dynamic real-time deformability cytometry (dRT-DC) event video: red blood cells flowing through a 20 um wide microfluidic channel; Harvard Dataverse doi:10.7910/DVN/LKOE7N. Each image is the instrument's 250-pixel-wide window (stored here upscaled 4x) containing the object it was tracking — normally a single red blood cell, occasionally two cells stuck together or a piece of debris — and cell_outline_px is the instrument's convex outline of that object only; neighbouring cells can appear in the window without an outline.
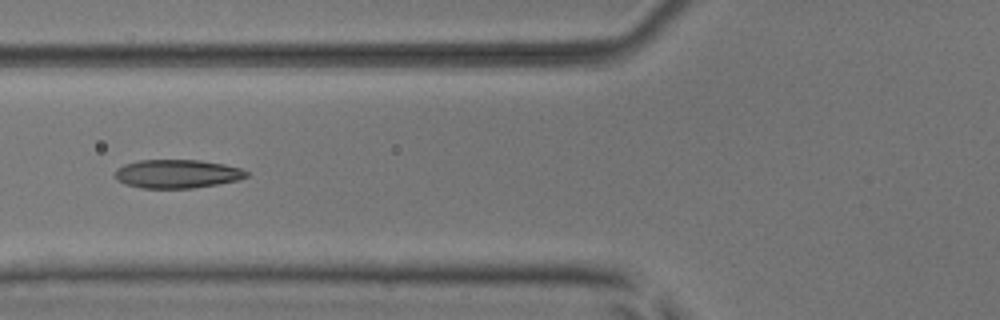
{"species": "common noctule bat (a hibernating species)", "species_latin": "Nyctalus noctula", "temperature_condition": "room temperature", "stored_images_in_passage": 6, "camera_frame_rate_fps": 3000, "um_per_image_px": 0.085, "animal": {"sex": "male", "body_mass_g": 17.9, "forearm_length_mm": 54.2}, "frame": {"image": 1, "passage_image": 6, "time_ms": 5.667, "image_size_px": [1000, 320], "cell_outline_px": [[248, 176], [236, 180], [216, 184], [192, 188], [140, 188], [128, 184], [120, 180], [116, 176], [116, 168], [124, 164], [140, 160], [200, 160], [224, 164], [240, 168], [248, 172]], "centroid_in_image_um": [15.07, 14.77], "position_along_channel_um": 110.7, "area_um2": 21.62}}